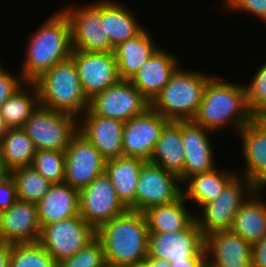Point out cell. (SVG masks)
I'll return each instance as SVG.
<instances>
[{"label": "cell", "mask_w": 266, "mask_h": 267, "mask_svg": "<svg viewBox=\"0 0 266 267\" xmlns=\"http://www.w3.org/2000/svg\"><path fill=\"white\" fill-rule=\"evenodd\" d=\"M252 267H266V236L252 244Z\"/></svg>", "instance_id": "cell-41"}, {"label": "cell", "mask_w": 266, "mask_h": 267, "mask_svg": "<svg viewBox=\"0 0 266 267\" xmlns=\"http://www.w3.org/2000/svg\"><path fill=\"white\" fill-rule=\"evenodd\" d=\"M148 235L144 213L129 209L96 230L107 265L112 267L145 261Z\"/></svg>", "instance_id": "cell-3"}, {"label": "cell", "mask_w": 266, "mask_h": 267, "mask_svg": "<svg viewBox=\"0 0 266 267\" xmlns=\"http://www.w3.org/2000/svg\"><path fill=\"white\" fill-rule=\"evenodd\" d=\"M38 28V29H37ZM29 34L19 69L25 82H34L45 71L71 57V30L66 14L58 9Z\"/></svg>", "instance_id": "cell-1"}, {"label": "cell", "mask_w": 266, "mask_h": 267, "mask_svg": "<svg viewBox=\"0 0 266 267\" xmlns=\"http://www.w3.org/2000/svg\"><path fill=\"white\" fill-rule=\"evenodd\" d=\"M37 208L41 228L80 215L79 191L65 182L52 184Z\"/></svg>", "instance_id": "cell-24"}, {"label": "cell", "mask_w": 266, "mask_h": 267, "mask_svg": "<svg viewBox=\"0 0 266 267\" xmlns=\"http://www.w3.org/2000/svg\"><path fill=\"white\" fill-rule=\"evenodd\" d=\"M145 162L125 156L106 160L105 173L109 176L118 199L129 210L136 211V187Z\"/></svg>", "instance_id": "cell-26"}, {"label": "cell", "mask_w": 266, "mask_h": 267, "mask_svg": "<svg viewBox=\"0 0 266 267\" xmlns=\"http://www.w3.org/2000/svg\"><path fill=\"white\" fill-rule=\"evenodd\" d=\"M23 129L36 150L65 152L70 139L78 132V119L71 114L39 105Z\"/></svg>", "instance_id": "cell-7"}, {"label": "cell", "mask_w": 266, "mask_h": 267, "mask_svg": "<svg viewBox=\"0 0 266 267\" xmlns=\"http://www.w3.org/2000/svg\"><path fill=\"white\" fill-rule=\"evenodd\" d=\"M31 166L52 184L64 183L65 152L36 150Z\"/></svg>", "instance_id": "cell-35"}, {"label": "cell", "mask_w": 266, "mask_h": 267, "mask_svg": "<svg viewBox=\"0 0 266 267\" xmlns=\"http://www.w3.org/2000/svg\"><path fill=\"white\" fill-rule=\"evenodd\" d=\"M254 117L247 102L245 86L214 75L207 83L202 102L193 121L214 133L229 125L239 132Z\"/></svg>", "instance_id": "cell-2"}, {"label": "cell", "mask_w": 266, "mask_h": 267, "mask_svg": "<svg viewBox=\"0 0 266 267\" xmlns=\"http://www.w3.org/2000/svg\"><path fill=\"white\" fill-rule=\"evenodd\" d=\"M41 232L36 203L17 199L0 212V242L23 244L38 242Z\"/></svg>", "instance_id": "cell-19"}, {"label": "cell", "mask_w": 266, "mask_h": 267, "mask_svg": "<svg viewBox=\"0 0 266 267\" xmlns=\"http://www.w3.org/2000/svg\"><path fill=\"white\" fill-rule=\"evenodd\" d=\"M83 92L88 99L120 81L113 52L72 51Z\"/></svg>", "instance_id": "cell-15"}, {"label": "cell", "mask_w": 266, "mask_h": 267, "mask_svg": "<svg viewBox=\"0 0 266 267\" xmlns=\"http://www.w3.org/2000/svg\"><path fill=\"white\" fill-rule=\"evenodd\" d=\"M239 134L244 158V173H238L247 178L257 189L266 188V118H253L242 127Z\"/></svg>", "instance_id": "cell-17"}, {"label": "cell", "mask_w": 266, "mask_h": 267, "mask_svg": "<svg viewBox=\"0 0 266 267\" xmlns=\"http://www.w3.org/2000/svg\"><path fill=\"white\" fill-rule=\"evenodd\" d=\"M258 67L251 81L244 85L246 102L254 118H266V61Z\"/></svg>", "instance_id": "cell-36"}, {"label": "cell", "mask_w": 266, "mask_h": 267, "mask_svg": "<svg viewBox=\"0 0 266 267\" xmlns=\"http://www.w3.org/2000/svg\"><path fill=\"white\" fill-rule=\"evenodd\" d=\"M163 49L160 47L129 80L149 103L162 91L181 65L176 54Z\"/></svg>", "instance_id": "cell-22"}, {"label": "cell", "mask_w": 266, "mask_h": 267, "mask_svg": "<svg viewBox=\"0 0 266 267\" xmlns=\"http://www.w3.org/2000/svg\"><path fill=\"white\" fill-rule=\"evenodd\" d=\"M263 189H256L234 216L230 231L251 244L266 236V200Z\"/></svg>", "instance_id": "cell-28"}, {"label": "cell", "mask_w": 266, "mask_h": 267, "mask_svg": "<svg viewBox=\"0 0 266 267\" xmlns=\"http://www.w3.org/2000/svg\"><path fill=\"white\" fill-rule=\"evenodd\" d=\"M136 14L121 2L102 0V25L113 48L138 35L146 26L138 23Z\"/></svg>", "instance_id": "cell-27"}, {"label": "cell", "mask_w": 266, "mask_h": 267, "mask_svg": "<svg viewBox=\"0 0 266 267\" xmlns=\"http://www.w3.org/2000/svg\"><path fill=\"white\" fill-rule=\"evenodd\" d=\"M63 7L60 9L70 22L73 51L113 52L114 48L101 28L102 0H94V3L85 6L81 4L78 8L75 4Z\"/></svg>", "instance_id": "cell-8"}, {"label": "cell", "mask_w": 266, "mask_h": 267, "mask_svg": "<svg viewBox=\"0 0 266 267\" xmlns=\"http://www.w3.org/2000/svg\"><path fill=\"white\" fill-rule=\"evenodd\" d=\"M168 122L169 120L151 107L124 122L122 138L124 156L149 161L156 142Z\"/></svg>", "instance_id": "cell-16"}, {"label": "cell", "mask_w": 266, "mask_h": 267, "mask_svg": "<svg viewBox=\"0 0 266 267\" xmlns=\"http://www.w3.org/2000/svg\"><path fill=\"white\" fill-rule=\"evenodd\" d=\"M10 176L15 182L18 199L26 202L37 204L52 185L32 166L14 169Z\"/></svg>", "instance_id": "cell-33"}, {"label": "cell", "mask_w": 266, "mask_h": 267, "mask_svg": "<svg viewBox=\"0 0 266 267\" xmlns=\"http://www.w3.org/2000/svg\"><path fill=\"white\" fill-rule=\"evenodd\" d=\"M183 194L180 178L164 168L146 161L136 187V211L170 203Z\"/></svg>", "instance_id": "cell-13"}, {"label": "cell", "mask_w": 266, "mask_h": 267, "mask_svg": "<svg viewBox=\"0 0 266 267\" xmlns=\"http://www.w3.org/2000/svg\"><path fill=\"white\" fill-rule=\"evenodd\" d=\"M9 267H58V263L39 243L11 244Z\"/></svg>", "instance_id": "cell-34"}, {"label": "cell", "mask_w": 266, "mask_h": 267, "mask_svg": "<svg viewBox=\"0 0 266 267\" xmlns=\"http://www.w3.org/2000/svg\"><path fill=\"white\" fill-rule=\"evenodd\" d=\"M256 189L247 178L236 174L216 200L203 205L199 214L195 210V220L204 237L212 232L230 230L235 214Z\"/></svg>", "instance_id": "cell-6"}, {"label": "cell", "mask_w": 266, "mask_h": 267, "mask_svg": "<svg viewBox=\"0 0 266 267\" xmlns=\"http://www.w3.org/2000/svg\"><path fill=\"white\" fill-rule=\"evenodd\" d=\"M107 262L101 242L95 238L74 256L58 263V267H106Z\"/></svg>", "instance_id": "cell-37"}, {"label": "cell", "mask_w": 266, "mask_h": 267, "mask_svg": "<svg viewBox=\"0 0 266 267\" xmlns=\"http://www.w3.org/2000/svg\"><path fill=\"white\" fill-rule=\"evenodd\" d=\"M214 132L193 120L181 121V135L185 152L184 182L192 175L214 170L216 158L212 139Z\"/></svg>", "instance_id": "cell-20"}, {"label": "cell", "mask_w": 266, "mask_h": 267, "mask_svg": "<svg viewBox=\"0 0 266 267\" xmlns=\"http://www.w3.org/2000/svg\"><path fill=\"white\" fill-rule=\"evenodd\" d=\"M152 33L145 27L138 35L113 49L120 80H130L161 47L155 43Z\"/></svg>", "instance_id": "cell-23"}, {"label": "cell", "mask_w": 266, "mask_h": 267, "mask_svg": "<svg viewBox=\"0 0 266 267\" xmlns=\"http://www.w3.org/2000/svg\"><path fill=\"white\" fill-rule=\"evenodd\" d=\"M171 267H207L206 258H189L180 262H173Z\"/></svg>", "instance_id": "cell-42"}, {"label": "cell", "mask_w": 266, "mask_h": 267, "mask_svg": "<svg viewBox=\"0 0 266 267\" xmlns=\"http://www.w3.org/2000/svg\"><path fill=\"white\" fill-rule=\"evenodd\" d=\"M149 161L176 174L184 183L185 152L181 121H169L164 126Z\"/></svg>", "instance_id": "cell-25"}, {"label": "cell", "mask_w": 266, "mask_h": 267, "mask_svg": "<svg viewBox=\"0 0 266 267\" xmlns=\"http://www.w3.org/2000/svg\"><path fill=\"white\" fill-rule=\"evenodd\" d=\"M0 152L9 172L32 165L36 149L23 128H7L0 141Z\"/></svg>", "instance_id": "cell-32"}, {"label": "cell", "mask_w": 266, "mask_h": 267, "mask_svg": "<svg viewBox=\"0 0 266 267\" xmlns=\"http://www.w3.org/2000/svg\"><path fill=\"white\" fill-rule=\"evenodd\" d=\"M214 75L184 69L180 65L170 81L150 103V107L169 121L193 120L208 81Z\"/></svg>", "instance_id": "cell-4"}, {"label": "cell", "mask_w": 266, "mask_h": 267, "mask_svg": "<svg viewBox=\"0 0 266 267\" xmlns=\"http://www.w3.org/2000/svg\"><path fill=\"white\" fill-rule=\"evenodd\" d=\"M146 262L149 267H171L170 263L164 259L147 257Z\"/></svg>", "instance_id": "cell-44"}, {"label": "cell", "mask_w": 266, "mask_h": 267, "mask_svg": "<svg viewBox=\"0 0 266 267\" xmlns=\"http://www.w3.org/2000/svg\"><path fill=\"white\" fill-rule=\"evenodd\" d=\"M9 175L10 172L7 170L0 152V181L5 179Z\"/></svg>", "instance_id": "cell-45"}, {"label": "cell", "mask_w": 266, "mask_h": 267, "mask_svg": "<svg viewBox=\"0 0 266 267\" xmlns=\"http://www.w3.org/2000/svg\"><path fill=\"white\" fill-rule=\"evenodd\" d=\"M148 107L150 103L128 80H120L89 99V110L94 115L122 122L142 114Z\"/></svg>", "instance_id": "cell-12"}, {"label": "cell", "mask_w": 266, "mask_h": 267, "mask_svg": "<svg viewBox=\"0 0 266 267\" xmlns=\"http://www.w3.org/2000/svg\"><path fill=\"white\" fill-rule=\"evenodd\" d=\"M40 105L34 82H24L1 106L0 116L7 128H23Z\"/></svg>", "instance_id": "cell-31"}, {"label": "cell", "mask_w": 266, "mask_h": 267, "mask_svg": "<svg viewBox=\"0 0 266 267\" xmlns=\"http://www.w3.org/2000/svg\"><path fill=\"white\" fill-rule=\"evenodd\" d=\"M96 238V230L81 215L41 228L38 242L59 263L74 256Z\"/></svg>", "instance_id": "cell-9"}, {"label": "cell", "mask_w": 266, "mask_h": 267, "mask_svg": "<svg viewBox=\"0 0 266 267\" xmlns=\"http://www.w3.org/2000/svg\"><path fill=\"white\" fill-rule=\"evenodd\" d=\"M80 215L95 230L128 209L118 199L115 189L104 172L79 191Z\"/></svg>", "instance_id": "cell-11"}, {"label": "cell", "mask_w": 266, "mask_h": 267, "mask_svg": "<svg viewBox=\"0 0 266 267\" xmlns=\"http://www.w3.org/2000/svg\"><path fill=\"white\" fill-rule=\"evenodd\" d=\"M6 130H7V127L4 124V122H3V120H2V118L0 116V141H1L2 137L4 136Z\"/></svg>", "instance_id": "cell-47"}, {"label": "cell", "mask_w": 266, "mask_h": 267, "mask_svg": "<svg viewBox=\"0 0 266 267\" xmlns=\"http://www.w3.org/2000/svg\"><path fill=\"white\" fill-rule=\"evenodd\" d=\"M122 267H149L148 263L145 261H141L138 263H132V264H127V265H123Z\"/></svg>", "instance_id": "cell-46"}, {"label": "cell", "mask_w": 266, "mask_h": 267, "mask_svg": "<svg viewBox=\"0 0 266 267\" xmlns=\"http://www.w3.org/2000/svg\"><path fill=\"white\" fill-rule=\"evenodd\" d=\"M11 256V244L0 242V267H9Z\"/></svg>", "instance_id": "cell-43"}, {"label": "cell", "mask_w": 266, "mask_h": 267, "mask_svg": "<svg viewBox=\"0 0 266 267\" xmlns=\"http://www.w3.org/2000/svg\"><path fill=\"white\" fill-rule=\"evenodd\" d=\"M105 165L102 154L77 132L65 150L64 182L80 191L105 172Z\"/></svg>", "instance_id": "cell-14"}, {"label": "cell", "mask_w": 266, "mask_h": 267, "mask_svg": "<svg viewBox=\"0 0 266 267\" xmlns=\"http://www.w3.org/2000/svg\"><path fill=\"white\" fill-rule=\"evenodd\" d=\"M222 8L227 11L235 13H248L258 18V21L262 20L266 23V0H221ZM226 8V9H225Z\"/></svg>", "instance_id": "cell-38"}, {"label": "cell", "mask_w": 266, "mask_h": 267, "mask_svg": "<svg viewBox=\"0 0 266 267\" xmlns=\"http://www.w3.org/2000/svg\"><path fill=\"white\" fill-rule=\"evenodd\" d=\"M34 83L43 107L71 114L77 119L89 109V99L83 92L77 68L71 58L45 71Z\"/></svg>", "instance_id": "cell-5"}, {"label": "cell", "mask_w": 266, "mask_h": 267, "mask_svg": "<svg viewBox=\"0 0 266 267\" xmlns=\"http://www.w3.org/2000/svg\"><path fill=\"white\" fill-rule=\"evenodd\" d=\"M124 122L94 115L87 109L78 118V132L81 133L106 159L124 156Z\"/></svg>", "instance_id": "cell-18"}, {"label": "cell", "mask_w": 266, "mask_h": 267, "mask_svg": "<svg viewBox=\"0 0 266 267\" xmlns=\"http://www.w3.org/2000/svg\"><path fill=\"white\" fill-rule=\"evenodd\" d=\"M205 237L194 220L187 228L167 232L149 233L148 256L173 262L189 258H206Z\"/></svg>", "instance_id": "cell-10"}, {"label": "cell", "mask_w": 266, "mask_h": 267, "mask_svg": "<svg viewBox=\"0 0 266 267\" xmlns=\"http://www.w3.org/2000/svg\"><path fill=\"white\" fill-rule=\"evenodd\" d=\"M218 169L216 167L209 172L192 175L182 184L186 201L188 204L190 201L196 203V210L216 200L226 184L237 174L232 170Z\"/></svg>", "instance_id": "cell-30"}, {"label": "cell", "mask_w": 266, "mask_h": 267, "mask_svg": "<svg viewBox=\"0 0 266 267\" xmlns=\"http://www.w3.org/2000/svg\"><path fill=\"white\" fill-rule=\"evenodd\" d=\"M17 199L16 185L9 175L0 181V212L11 207Z\"/></svg>", "instance_id": "cell-40"}, {"label": "cell", "mask_w": 266, "mask_h": 267, "mask_svg": "<svg viewBox=\"0 0 266 267\" xmlns=\"http://www.w3.org/2000/svg\"><path fill=\"white\" fill-rule=\"evenodd\" d=\"M3 64H0V106L25 82L19 72L17 76Z\"/></svg>", "instance_id": "cell-39"}, {"label": "cell", "mask_w": 266, "mask_h": 267, "mask_svg": "<svg viewBox=\"0 0 266 267\" xmlns=\"http://www.w3.org/2000/svg\"><path fill=\"white\" fill-rule=\"evenodd\" d=\"M207 267H252V244L230 230L205 236Z\"/></svg>", "instance_id": "cell-21"}, {"label": "cell", "mask_w": 266, "mask_h": 267, "mask_svg": "<svg viewBox=\"0 0 266 267\" xmlns=\"http://www.w3.org/2000/svg\"><path fill=\"white\" fill-rule=\"evenodd\" d=\"M184 195L178 199L146 209L145 215L149 233H167L187 228L194 220L195 213L188 208Z\"/></svg>", "instance_id": "cell-29"}]
</instances>
